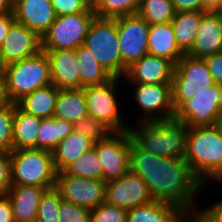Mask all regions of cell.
I'll return each mask as SVG.
<instances>
[{"mask_svg":"<svg viewBox=\"0 0 222 222\" xmlns=\"http://www.w3.org/2000/svg\"><path fill=\"white\" fill-rule=\"evenodd\" d=\"M13 4L12 0H0V15L13 13Z\"/></svg>","mask_w":222,"mask_h":222,"instance_id":"49","label":"cell"},{"mask_svg":"<svg viewBox=\"0 0 222 222\" xmlns=\"http://www.w3.org/2000/svg\"><path fill=\"white\" fill-rule=\"evenodd\" d=\"M215 83L222 84V52L204 58Z\"/></svg>","mask_w":222,"mask_h":222,"instance_id":"41","label":"cell"},{"mask_svg":"<svg viewBox=\"0 0 222 222\" xmlns=\"http://www.w3.org/2000/svg\"><path fill=\"white\" fill-rule=\"evenodd\" d=\"M53 116L73 124L89 116L83 88L59 89Z\"/></svg>","mask_w":222,"mask_h":222,"instance_id":"25","label":"cell"},{"mask_svg":"<svg viewBox=\"0 0 222 222\" xmlns=\"http://www.w3.org/2000/svg\"><path fill=\"white\" fill-rule=\"evenodd\" d=\"M64 172L72 176L95 180L103 179L102 166L94 147L71 163Z\"/></svg>","mask_w":222,"mask_h":222,"instance_id":"32","label":"cell"},{"mask_svg":"<svg viewBox=\"0 0 222 222\" xmlns=\"http://www.w3.org/2000/svg\"><path fill=\"white\" fill-rule=\"evenodd\" d=\"M51 3L57 16L76 14L88 9L81 0H51Z\"/></svg>","mask_w":222,"mask_h":222,"instance_id":"39","label":"cell"},{"mask_svg":"<svg viewBox=\"0 0 222 222\" xmlns=\"http://www.w3.org/2000/svg\"><path fill=\"white\" fill-rule=\"evenodd\" d=\"M130 170L145 181L152 200L172 204L183 213L195 212L194 199L204 184L185 158L154 155L131 139Z\"/></svg>","mask_w":222,"mask_h":222,"instance_id":"1","label":"cell"},{"mask_svg":"<svg viewBox=\"0 0 222 222\" xmlns=\"http://www.w3.org/2000/svg\"><path fill=\"white\" fill-rule=\"evenodd\" d=\"M15 21L35 31L41 38L56 20L51 0H15Z\"/></svg>","mask_w":222,"mask_h":222,"instance_id":"19","label":"cell"},{"mask_svg":"<svg viewBox=\"0 0 222 222\" xmlns=\"http://www.w3.org/2000/svg\"><path fill=\"white\" fill-rule=\"evenodd\" d=\"M140 0H99L94 9L96 17L116 19L137 14Z\"/></svg>","mask_w":222,"mask_h":222,"instance_id":"33","label":"cell"},{"mask_svg":"<svg viewBox=\"0 0 222 222\" xmlns=\"http://www.w3.org/2000/svg\"><path fill=\"white\" fill-rule=\"evenodd\" d=\"M15 22L14 13L0 15V47L9 32L11 25Z\"/></svg>","mask_w":222,"mask_h":222,"instance_id":"45","label":"cell"},{"mask_svg":"<svg viewBox=\"0 0 222 222\" xmlns=\"http://www.w3.org/2000/svg\"><path fill=\"white\" fill-rule=\"evenodd\" d=\"M176 13L203 11V0H170Z\"/></svg>","mask_w":222,"mask_h":222,"instance_id":"42","label":"cell"},{"mask_svg":"<svg viewBox=\"0 0 222 222\" xmlns=\"http://www.w3.org/2000/svg\"><path fill=\"white\" fill-rule=\"evenodd\" d=\"M148 52L166 58L174 65L185 55L177 44L171 22L149 25Z\"/></svg>","mask_w":222,"mask_h":222,"instance_id":"22","label":"cell"},{"mask_svg":"<svg viewBox=\"0 0 222 222\" xmlns=\"http://www.w3.org/2000/svg\"><path fill=\"white\" fill-rule=\"evenodd\" d=\"M129 127L132 140L154 155L166 158H185L190 127L174 118L140 122Z\"/></svg>","mask_w":222,"mask_h":222,"instance_id":"2","label":"cell"},{"mask_svg":"<svg viewBox=\"0 0 222 222\" xmlns=\"http://www.w3.org/2000/svg\"><path fill=\"white\" fill-rule=\"evenodd\" d=\"M42 50V38L28 27L14 22L0 47V59L7 66L32 57Z\"/></svg>","mask_w":222,"mask_h":222,"instance_id":"16","label":"cell"},{"mask_svg":"<svg viewBox=\"0 0 222 222\" xmlns=\"http://www.w3.org/2000/svg\"><path fill=\"white\" fill-rule=\"evenodd\" d=\"M59 222H91V210L62 199Z\"/></svg>","mask_w":222,"mask_h":222,"instance_id":"38","label":"cell"},{"mask_svg":"<svg viewBox=\"0 0 222 222\" xmlns=\"http://www.w3.org/2000/svg\"><path fill=\"white\" fill-rule=\"evenodd\" d=\"M222 115V86L215 84L197 97L184 101L176 110L174 119L190 128L214 126Z\"/></svg>","mask_w":222,"mask_h":222,"instance_id":"10","label":"cell"},{"mask_svg":"<svg viewBox=\"0 0 222 222\" xmlns=\"http://www.w3.org/2000/svg\"><path fill=\"white\" fill-rule=\"evenodd\" d=\"M95 17L91 8L76 14L57 16L42 37V50H77L84 45Z\"/></svg>","mask_w":222,"mask_h":222,"instance_id":"8","label":"cell"},{"mask_svg":"<svg viewBox=\"0 0 222 222\" xmlns=\"http://www.w3.org/2000/svg\"><path fill=\"white\" fill-rule=\"evenodd\" d=\"M74 131L86 136L92 143L96 144L106 141L115 132L101 121L87 116L79 119L73 124Z\"/></svg>","mask_w":222,"mask_h":222,"instance_id":"34","label":"cell"},{"mask_svg":"<svg viewBox=\"0 0 222 222\" xmlns=\"http://www.w3.org/2000/svg\"><path fill=\"white\" fill-rule=\"evenodd\" d=\"M216 126L219 128L220 132L222 133V115L218 119Z\"/></svg>","mask_w":222,"mask_h":222,"instance_id":"51","label":"cell"},{"mask_svg":"<svg viewBox=\"0 0 222 222\" xmlns=\"http://www.w3.org/2000/svg\"><path fill=\"white\" fill-rule=\"evenodd\" d=\"M183 214L172 204L152 200L128 210L127 222H177Z\"/></svg>","mask_w":222,"mask_h":222,"instance_id":"26","label":"cell"},{"mask_svg":"<svg viewBox=\"0 0 222 222\" xmlns=\"http://www.w3.org/2000/svg\"><path fill=\"white\" fill-rule=\"evenodd\" d=\"M7 91L12 103L23 96L51 85L50 63L45 51L4 67Z\"/></svg>","mask_w":222,"mask_h":222,"instance_id":"5","label":"cell"},{"mask_svg":"<svg viewBox=\"0 0 222 222\" xmlns=\"http://www.w3.org/2000/svg\"><path fill=\"white\" fill-rule=\"evenodd\" d=\"M119 80L113 77L104 84L83 87L88 115L106 124L114 132L128 131L130 127L122 119L115 94Z\"/></svg>","mask_w":222,"mask_h":222,"instance_id":"9","label":"cell"},{"mask_svg":"<svg viewBox=\"0 0 222 222\" xmlns=\"http://www.w3.org/2000/svg\"><path fill=\"white\" fill-rule=\"evenodd\" d=\"M185 160L204 185L222 179V133L216 125L190 128Z\"/></svg>","mask_w":222,"mask_h":222,"instance_id":"3","label":"cell"},{"mask_svg":"<svg viewBox=\"0 0 222 222\" xmlns=\"http://www.w3.org/2000/svg\"><path fill=\"white\" fill-rule=\"evenodd\" d=\"M61 194L56 187L47 189L39 203L36 222H59Z\"/></svg>","mask_w":222,"mask_h":222,"instance_id":"35","label":"cell"},{"mask_svg":"<svg viewBox=\"0 0 222 222\" xmlns=\"http://www.w3.org/2000/svg\"><path fill=\"white\" fill-rule=\"evenodd\" d=\"M11 186L10 152L0 151V194H7Z\"/></svg>","mask_w":222,"mask_h":222,"instance_id":"40","label":"cell"},{"mask_svg":"<svg viewBox=\"0 0 222 222\" xmlns=\"http://www.w3.org/2000/svg\"><path fill=\"white\" fill-rule=\"evenodd\" d=\"M93 145L94 143L81 133L76 131L70 133L52 152L57 173L64 171L71 163L93 148Z\"/></svg>","mask_w":222,"mask_h":222,"instance_id":"24","label":"cell"},{"mask_svg":"<svg viewBox=\"0 0 222 222\" xmlns=\"http://www.w3.org/2000/svg\"><path fill=\"white\" fill-rule=\"evenodd\" d=\"M222 10V0H203V11L220 12Z\"/></svg>","mask_w":222,"mask_h":222,"instance_id":"48","label":"cell"},{"mask_svg":"<svg viewBox=\"0 0 222 222\" xmlns=\"http://www.w3.org/2000/svg\"><path fill=\"white\" fill-rule=\"evenodd\" d=\"M50 63L51 82L58 89L80 88L76 50H43Z\"/></svg>","mask_w":222,"mask_h":222,"instance_id":"20","label":"cell"},{"mask_svg":"<svg viewBox=\"0 0 222 222\" xmlns=\"http://www.w3.org/2000/svg\"><path fill=\"white\" fill-rule=\"evenodd\" d=\"M88 8L95 9L99 0H81Z\"/></svg>","mask_w":222,"mask_h":222,"instance_id":"50","label":"cell"},{"mask_svg":"<svg viewBox=\"0 0 222 222\" xmlns=\"http://www.w3.org/2000/svg\"><path fill=\"white\" fill-rule=\"evenodd\" d=\"M127 215V210L104 202L91 210V222H127Z\"/></svg>","mask_w":222,"mask_h":222,"instance_id":"37","label":"cell"},{"mask_svg":"<svg viewBox=\"0 0 222 222\" xmlns=\"http://www.w3.org/2000/svg\"><path fill=\"white\" fill-rule=\"evenodd\" d=\"M59 89L51 84L23 96L15 104L24 112L44 118L53 117Z\"/></svg>","mask_w":222,"mask_h":222,"instance_id":"23","label":"cell"},{"mask_svg":"<svg viewBox=\"0 0 222 222\" xmlns=\"http://www.w3.org/2000/svg\"><path fill=\"white\" fill-rule=\"evenodd\" d=\"M205 11L178 12L171 21L180 49L187 54L193 47Z\"/></svg>","mask_w":222,"mask_h":222,"instance_id":"29","label":"cell"},{"mask_svg":"<svg viewBox=\"0 0 222 222\" xmlns=\"http://www.w3.org/2000/svg\"><path fill=\"white\" fill-rule=\"evenodd\" d=\"M47 188L12 184L7 192L14 222H36L39 203Z\"/></svg>","mask_w":222,"mask_h":222,"instance_id":"21","label":"cell"},{"mask_svg":"<svg viewBox=\"0 0 222 222\" xmlns=\"http://www.w3.org/2000/svg\"><path fill=\"white\" fill-rule=\"evenodd\" d=\"M117 30L122 57V77L127 68L148 52L149 24L137 14L117 18Z\"/></svg>","mask_w":222,"mask_h":222,"instance_id":"11","label":"cell"},{"mask_svg":"<svg viewBox=\"0 0 222 222\" xmlns=\"http://www.w3.org/2000/svg\"><path fill=\"white\" fill-rule=\"evenodd\" d=\"M0 222H14L12 205L6 194H0Z\"/></svg>","mask_w":222,"mask_h":222,"instance_id":"43","label":"cell"},{"mask_svg":"<svg viewBox=\"0 0 222 222\" xmlns=\"http://www.w3.org/2000/svg\"><path fill=\"white\" fill-rule=\"evenodd\" d=\"M174 69L170 60L147 54L127 68L124 78L132 84H171Z\"/></svg>","mask_w":222,"mask_h":222,"instance_id":"17","label":"cell"},{"mask_svg":"<svg viewBox=\"0 0 222 222\" xmlns=\"http://www.w3.org/2000/svg\"><path fill=\"white\" fill-rule=\"evenodd\" d=\"M76 57L79 60L80 88L104 84L113 78L84 46L76 50Z\"/></svg>","mask_w":222,"mask_h":222,"instance_id":"30","label":"cell"},{"mask_svg":"<svg viewBox=\"0 0 222 222\" xmlns=\"http://www.w3.org/2000/svg\"><path fill=\"white\" fill-rule=\"evenodd\" d=\"M222 52V13L206 11L201 15L195 43L188 56L204 59Z\"/></svg>","mask_w":222,"mask_h":222,"instance_id":"18","label":"cell"},{"mask_svg":"<svg viewBox=\"0 0 222 222\" xmlns=\"http://www.w3.org/2000/svg\"><path fill=\"white\" fill-rule=\"evenodd\" d=\"M134 85V100L146 116L140 122L168 120L174 117L171 84Z\"/></svg>","mask_w":222,"mask_h":222,"instance_id":"15","label":"cell"},{"mask_svg":"<svg viewBox=\"0 0 222 222\" xmlns=\"http://www.w3.org/2000/svg\"><path fill=\"white\" fill-rule=\"evenodd\" d=\"M152 196L141 176L131 170L118 179L106 182L105 202L125 210L148 204Z\"/></svg>","mask_w":222,"mask_h":222,"instance_id":"14","label":"cell"},{"mask_svg":"<svg viewBox=\"0 0 222 222\" xmlns=\"http://www.w3.org/2000/svg\"><path fill=\"white\" fill-rule=\"evenodd\" d=\"M204 59L185 54L175 65L171 81L172 104L176 110L184 101L193 99L215 85Z\"/></svg>","mask_w":222,"mask_h":222,"instance_id":"7","label":"cell"},{"mask_svg":"<svg viewBox=\"0 0 222 222\" xmlns=\"http://www.w3.org/2000/svg\"><path fill=\"white\" fill-rule=\"evenodd\" d=\"M13 104L9 98L7 91L6 75L5 71L0 70V107Z\"/></svg>","mask_w":222,"mask_h":222,"instance_id":"46","label":"cell"},{"mask_svg":"<svg viewBox=\"0 0 222 222\" xmlns=\"http://www.w3.org/2000/svg\"><path fill=\"white\" fill-rule=\"evenodd\" d=\"M55 187L63 200L89 210L105 202L106 182L103 179L72 176L62 171L57 173Z\"/></svg>","mask_w":222,"mask_h":222,"instance_id":"13","label":"cell"},{"mask_svg":"<svg viewBox=\"0 0 222 222\" xmlns=\"http://www.w3.org/2000/svg\"><path fill=\"white\" fill-rule=\"evenodd\" d=\"M210 222H222V200L212 204L207 209L200 210Z\"/></svg>","mask_w":222,"mask_h":222,"instance_id":"44","label":"cell"},{"mask_svg":"<svg viewBox=\"0 0 222 222\" xmlns=\"http://www.w3.org/2000/svg\"><path fill=\"white\" fill-rule=\"evenodd\" d=\"M74 131L73 123L50 117L41 120L36 138V148L53 152L58 143Z\"/></svg>","mask_w":222,"mask_h":222,"instance_id":"28","label":"cell"},{"mask_svg":"<svg viewBox=\"0 0 222 222\" xmlns=\"http://www.w3.org/2000/svg\"><path fill=\"white\" fill-rule=\"evenodd\" d=\"M137 15L149 25L171 22L176 11L170 0H140Z\"/></svg>","mask_w":222,"mask_h":222,"instance_id":"31","label":"cell"},{"mask_svg":"<svg viewBox=\"0 0 222 222\" xmlns=\"http://www.w3.org/2000/svg\"><path fill=\"white\" fill-rule=\"evenodd\" d=\"M131 139L129 131L115 132L106 141L93 145L105 182L118 179L130 170Z\"/></svg>","mask_w":222,"mask_h":222,"instance_id":"12","label":"cell"},{"mask_svg":"<svg viewBox=\"0 0 222 222\" xmlns=\"http://www.w3.org/2000/svg\"><path fill=\"white\" fill-rule=\"evenodd\" d=\"M11 184L56 186L57 171L53 153L45 149L25 148L10 152Z\"/></svg>","mask_w":222,"mask_h":222,"instance_id":"4","label":"cell"},{"mask_svg":"<svg viewBox=\"0 0 222 222\" xmlns=\"http://www.w3.org/2000/svg\"><path fill=\"white\" fill-rule=\"evenodd\" d=\"M98 63L112 76H122V57L117 30V18L95 17L92 21L84 45Z\"/></svg>","mask_w":222,"mask_h":222,"instance_id":"6","label":"cell"},{"mask_svg":"<svg viewBox=\"0 0 222 222\" xmlns=\"http://www.w3.org/2000/svg\"><path fill=\"white\" fill-rule=\"evenodd\" d=\"M3 69H4V66H3L1 59H0V70H3Z\"/></svg>","mask_w":222,"mask_h":222,"instance_id":"52","label":"cell"},{"mask_svg":"<svg viewBox=\"0 0 222 222\" xmlns=\"http://www.w3.org/2000/svg\"><path fill=\"white\" fill-rule=\"evenodd\" d=\"M15 103L0 107V151L13 150Z\"/></svg>","mask_w":222,"mask_h":222,"instance_id":"36","label":"cell"},{"mask_svg":"<svg viewBox=\"0 0 222 222\" xmlns=\"http://www.w3.org/2000/svg\"><path fill=\"white\" fill-rule=\"evenodd\" d=\"M177 222H210L207 217L197 210L194 213H184Z\"/></svg>","mask_w":222,"mask_h":222,"instance_id":"47","label":"cell"},{"mask_svg":"<svg viewBox=\"0 0 222 222\" xmlns=\"http://www.w3.org/2000/svg\"><path fill=\"white\" fill-rule=\"evenodd\" d=\"M42 118L22 111L15 104L13 150L36 148V138Z\"/></svg>","mask_w":222,"mask_h":222,"instance_id":"27","label":"cell"}]
</instances>
